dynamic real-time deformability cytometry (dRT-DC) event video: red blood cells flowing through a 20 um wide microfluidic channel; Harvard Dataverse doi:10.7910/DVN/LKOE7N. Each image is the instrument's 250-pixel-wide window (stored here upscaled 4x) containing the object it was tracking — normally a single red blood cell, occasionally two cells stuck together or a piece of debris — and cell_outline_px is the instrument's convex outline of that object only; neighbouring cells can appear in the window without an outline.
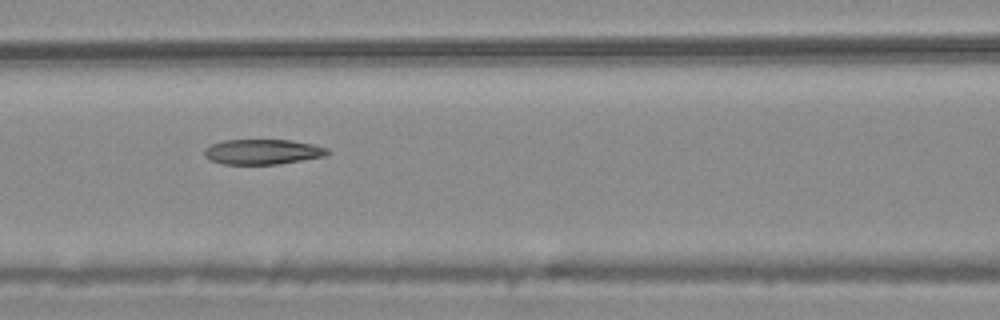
{"species": "common noctule bat (a hibernating species)", "species_latin": "Nyctalus noctula", "temperature_condition": "warm", "stored_images_in_passage": 9, "camera_frame_rate_fps": 3000, "um_per_image_px": 0.085, "animal": {"sex": "male", "body_mass_g": 20.4}, "frame": {"image": 1, "passage_image": 6, "time_ms": 1.667, "image_size_px": [1000, 320], "cell_outline_px": [[332, 152], [324, 156], [276, 164], [224, 164], [212, 160], [204, 156], [204, 148], [212, 144], [224, 140], [292, 140], [312, 144], [328, 148]], "centroid_in_image_um": [22.33, 12.89], "position_along_channel_um": 144.3, "area_um2": 17.92}}
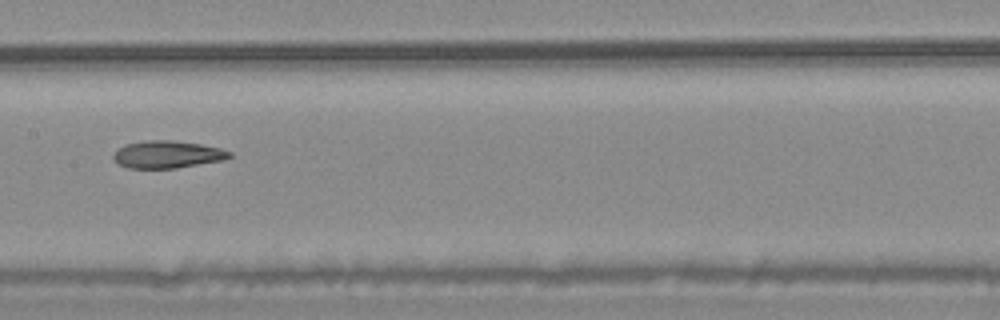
{"frame": {"image": 2, "passage_image": 7, "time_ms": 2.0, "image_size_px": [1000, 320], "cell_outline_px": [[232, 156], [224, 160], [176, 168], [128, 168], [116, 164], [112, 160], [112, 156], [124, 144], [148, 140], [172, 140], [200, 144], [220, 148], [232, 152]], "centroid_in_image_um": [14.21, 13.13], "position_along_channel_um": 193.2, "area_um2": 18.61}}
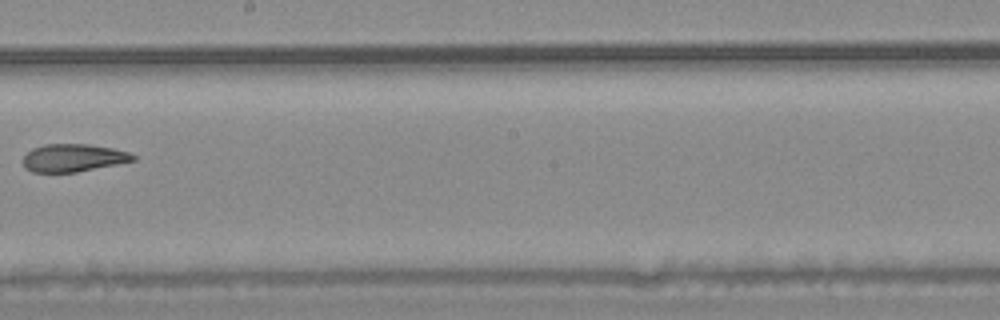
{"frame": {"image": 3, "passage_image": 8, "time_ms": 2.333, "image_size_px": [1000, 320], "cell_outline_px": [[136, 160], [76, 172], [32, 172], [20, 160], [32, 148], [44, 144], [88, 144], [112, 148], [128, 152], [136, 156]], "centroid_in_image_um": [6.21, 13.41], "position_along_channel_um": 242.0, "area_um2": 17.69}}